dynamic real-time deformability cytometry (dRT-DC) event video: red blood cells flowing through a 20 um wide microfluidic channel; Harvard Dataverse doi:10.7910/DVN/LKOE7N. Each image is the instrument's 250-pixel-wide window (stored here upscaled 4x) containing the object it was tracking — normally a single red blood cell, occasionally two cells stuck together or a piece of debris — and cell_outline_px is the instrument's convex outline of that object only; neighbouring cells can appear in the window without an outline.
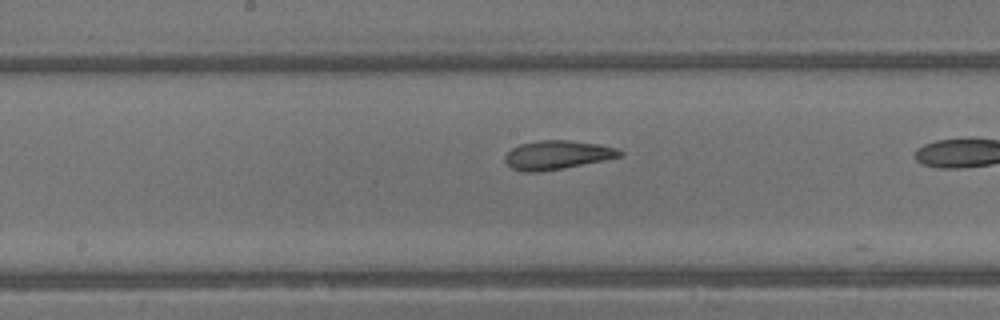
{"species": "common noctule bat (a hibernating species)", "species_latin": "Nyctalus noctula", "temperature_condition": "warm", "stored_images_in_passage": 11, "camera_frame_rate_fps": 3000, "um_per_image_px": 0.085, "animal": {"sex": "male", "body_mass_g": 13.3}, "frame": {"image": 1, "passage_image": 9, "time_ms": 2.667, "image_size_px": [1000, 320], "cell_outline_px": [[624, 156], [564, 168], [540, 172], [524, 172], [512, 168], [504, 160], [504, 156], [512, 148], [520, 144], [540, 140], [568, 140], [600, 144], [616, 148], [624, 152]], "centroid_in_image_um": [47.38, 13.17], "position_along_channel_um": 200.8, "area_um2": 19.36}}